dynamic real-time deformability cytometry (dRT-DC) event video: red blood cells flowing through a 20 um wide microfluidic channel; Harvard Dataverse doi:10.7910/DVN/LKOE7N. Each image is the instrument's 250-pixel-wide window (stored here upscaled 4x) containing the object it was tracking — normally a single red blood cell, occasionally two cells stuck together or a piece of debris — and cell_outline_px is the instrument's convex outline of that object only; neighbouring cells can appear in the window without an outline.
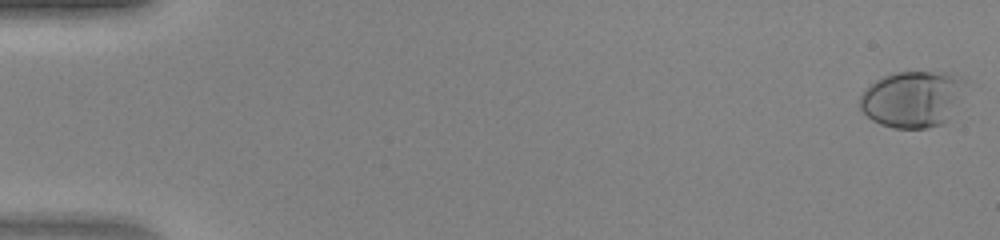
{"species": "human", "species_latin": "Homo sapiens", "temperature_condition": "warm", "stored_images_in_passage": 48, "camera_frame_rate_fps": 3000, "um_per_image_px": 0.085, "donor": {"sex": "female"}, "frame": {"image": 1, "passage_image": 1, "time_ms": 0.0, "image_size_px": [1000, 240], "cell_outline_px": [[956, 80], [948, 120], [944, 124], [928, 128], [892, 128], [880, 124], [872, 120], [860, 108], [860, 96], [864, 88], [876, 80], [892, 72], [948, 72]], "centroid_in_image_um": [77.31, 8.46], "position_along_channel_um": 7.7, "area_um2": 32.77}}
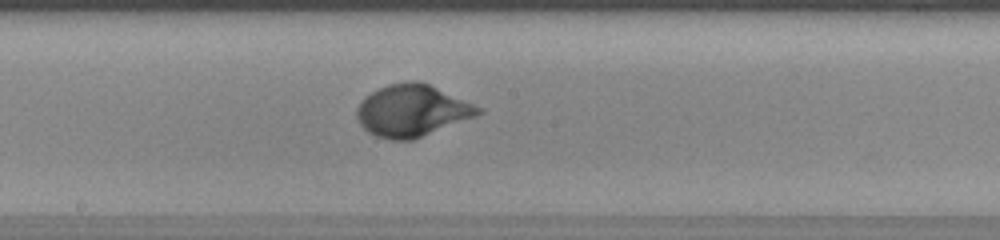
{"frame": {"image": 2, "passage_image": 27, "time_ms": 8.667, "image_size_px": [1000, 240], "cell_outline_px": [[484, 112], [476, 116], [412, 140], [392, 140], [376, 136], [368, 132], [360, 124], [356, 116], [356, 112], [360, 100], [372, 92], [388, 84], [412, 80], [420, 80], [484, 108]], "centroid_in_image_um": [35.03, 9.39], "position_along_channel_um": 213.2, "area_um2": 36.7}}
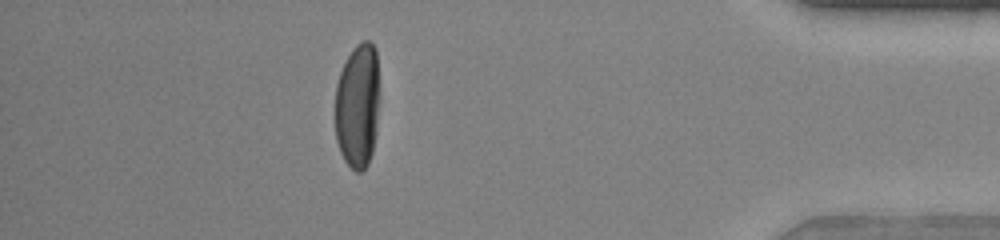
{"frame": {"image": 3, "passage_image": 43, "time_ms": 14.0, "image_size_px": [1000, 240], "cell_outline_px": [[380, 92], [376, 132], [372, 152], [368, 164], [360, 172], [356, 172], [344, 160], [340, 152], [336, 140], [336, 84], [340, 72], [352, 48], [356, 44], [364, 40], [368, 40], [376, 48], [380, 88]], "centroid_in_image_um": [30.42, 8.95], "position_along_channel_um": 404.8, "area_um2": 32.83}}